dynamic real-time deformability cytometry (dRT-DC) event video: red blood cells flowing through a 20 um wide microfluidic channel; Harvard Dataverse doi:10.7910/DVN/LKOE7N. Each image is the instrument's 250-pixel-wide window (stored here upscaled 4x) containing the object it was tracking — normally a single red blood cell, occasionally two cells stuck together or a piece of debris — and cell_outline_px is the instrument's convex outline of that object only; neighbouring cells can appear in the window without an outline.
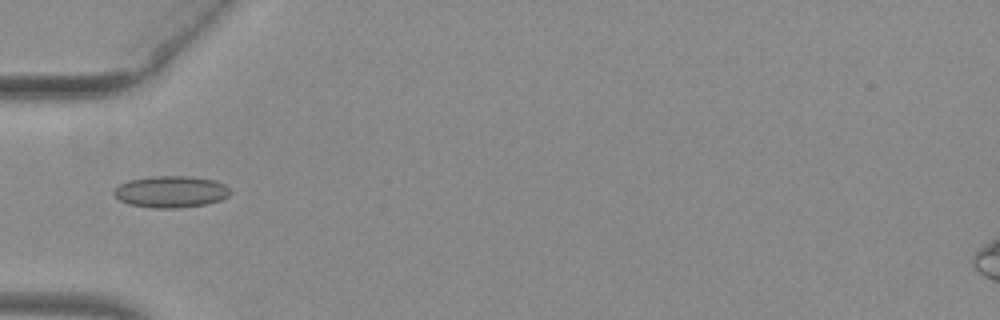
{"species": "common noctule bat (a hibernating species)", "species_latin": "Nyctalus noctula", "temperature_condition": "warm", "stored_images_in_passage": 35, "camera_frame_rate_fps": 3000, "um_per_image_px": 0.085, "animal": {"sex": "female", "body_mass_g": 29.2, "forearm_length_mm": 56.3}, "frame": {"image": 1, "passage_image": 1, "time_ms": 0.0, "image_size_px": [1000, 320], "cell_outline_px": [[232, 192], [228, 196], [220, 200], [208, 204], [176, 208], [152, 208], [128, 204], [120, 200], [112, 192], [120, 184], [128, 180], [152, 176], [192, 176], [212, 180], [224, 184]], "centroid_in_image_um": [14.53, 16.3], "position_along_channel_um": 70.5, "area_um2": 21.5}}
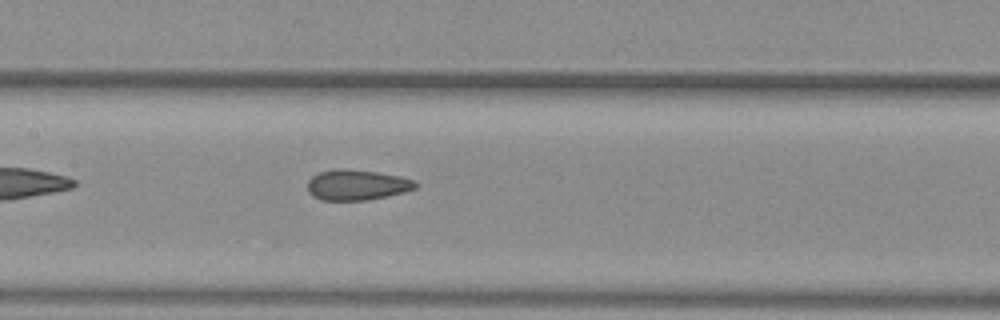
{"frame": {"image": 2, "passage_image": 9, "time_ms": 2.667, "image_size_px": [1000, 320], "cell_outline_px": [[420, 184], [416, 188], [404, 192], [388, 196], [368, 200], [320, 200], [312, 196], [308, 192], [308, 180], [312, 176], [320, 172], [336, 168], [344, 168], [376, 172], [400, 176], [416, 180]], "centroid_in_image_um": [30.35, 15.72], "position_along_channel_um": 177.0, "area_um2": 19.42}}
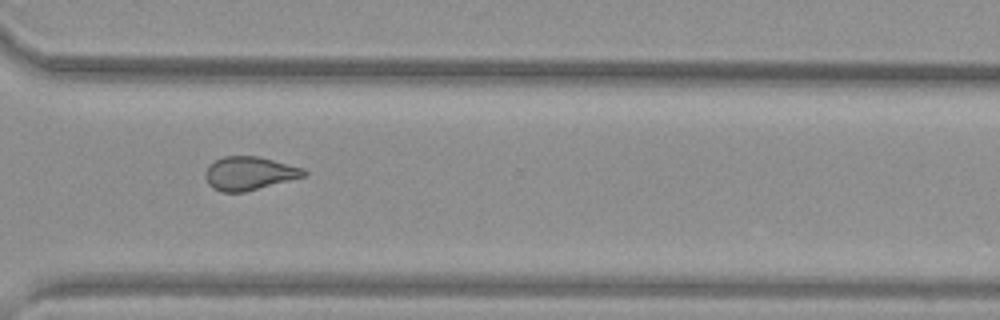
{"frame": {"image": 3, "passage_image": 22, "time_ms": 7.0, "image_size_px": [1000, 320], "cell_outline_px": [[308, 172], [304, 176], [244, 192], [220, 192], [212, 188], [208, 184], [204, 176], [204, 172], [208, 164], [224, 156], [260, 156], [304, 168]], "centroid_in_image_um": [21.15, 14.72], "position_along_channel_um": 349.5, "area_um2": 19.31}, "authors_computed_cell_mechanics": {"area_um2": 19.4208, "velocity_mm_per_s": 3.9865, "shape_relaxation_time_tau1_ms": null, "shape_relaxation_time_tau2_ms": 1.6525, "deformation_change_tau1": null, "deformation_change_tau2": 0.0822}}